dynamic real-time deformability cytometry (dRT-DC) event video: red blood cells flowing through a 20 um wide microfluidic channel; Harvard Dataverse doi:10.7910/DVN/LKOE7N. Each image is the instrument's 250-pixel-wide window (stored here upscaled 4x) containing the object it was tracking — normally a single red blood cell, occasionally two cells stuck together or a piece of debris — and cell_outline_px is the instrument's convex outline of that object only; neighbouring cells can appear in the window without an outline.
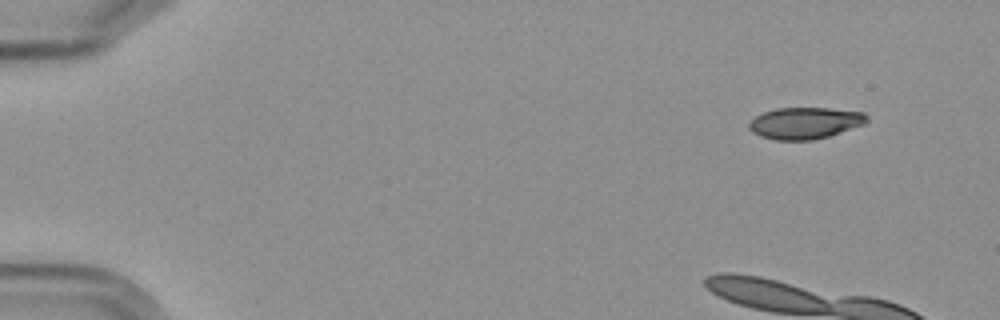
{"species": "Egyptian fruit bat (a non-hibernating species)", "species_latin": "Rousettus aegyptiacus", "temperature_condition": "cold", "stored_images_in_passage": 7, "camera_frame_rate_fps": 3000, "um_per_image_px": 0.085, "frame": {"image": 1, "passage_image": 1, "time_ms": 0.0, "image_size_px": [1000, 320], "cell_outline_px": [[868, 120], [864, 124], [828, 136], [812, 140], [776, 140], [760, 136], [752, 132], [748, 128], [748, 124], [756, 116], [764, 112], [776, 108], [828, 108], [864, 112], [868, 116]], "centroid_in_image_um": [68.42, 10.46], "position_along_channel_um": 16.6, "area_um2": 21.62}}
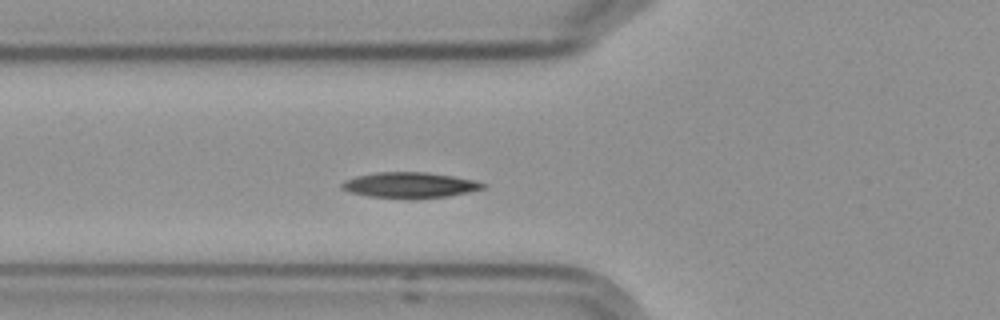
{"frame": {"image": 2, "passage_image": 7, "time_ms": 7.0, "image_size_px": [1000, 320], "cell_outline_px": [[484, 188], [468, 192], [448, 196], [368, 196], [348, 192], [340, 188], [340, 184], [344, 180], [356, 176], [376, 172], [428, 172], [476, 180], [484, 184]], "centroid_in_image_um": [34.78, 15.69], "position_along_channel_um": 91.0, "area_um2": 20.29}}